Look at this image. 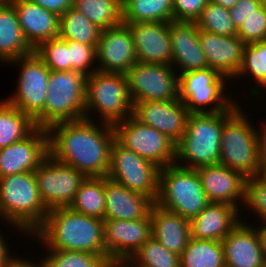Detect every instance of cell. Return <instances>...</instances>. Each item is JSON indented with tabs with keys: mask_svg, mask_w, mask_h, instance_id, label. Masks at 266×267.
<instances>
[{
	"mask_svg": "<svg viewBox=\"0 0 266 267\" xmlns=\"http://www.w3.org/2000/svg\"><path fill=\"white\" fill-rule=\"evenodd\" d=\"M189 114L180 100L136 102L132 112L140 123L155 128L175 144L186 132Z\"/></svg>",
	"mask_w": 266,
	"mask_h": 267,
	"instance_id": "2e32d148",
	"label": "cell"
},
{
	"mask_svg": "<svg viewBox=\"0 0 266 267\" xmlns=\"http://www.w3.org/2000/svg\"><path fill=\"white\" fill-rule=\"evenodd\" d=\"M33 52L24 37L14 6L8 0H0V63L5 65Z\"/></svg>",
	"mask_w": 266,
	"mask_h": 267,
	"instance_id": "83f0119b",
	"label": "cell"
},
{
	"mask_svg": "<svg viewBox=\"0 0 266 267\" xmlns=\"http://www.w3.org/2000/svg\"><path fill=\"white\" fill-rule=\"evenodd\" d=\"M172 48L171 66L178 75L186 71L208 68L205 54L199 41V28L195 22L170 21ZM178 66V67H177Z\"/></svg>",
	"mask_w": 266,
	"mask_h": 267,
	"instance_id": "7402d4cb",
	"label": "cell"
},
{
	"mask_svg": "<svg viewBox=\"0 0 266 267\" xmlns=\"http://www.w3.org/2000/svg\"><path fill=\"white\" fill-rule=\"evenodd\" d=\"M114 129L115 139L126 149L134 151L159 168L174 164L176 144L155 128L130 116L116 123Z\"/></svg>",
	"mask_w": 266,
	"mask_h": 267,
	"instance_id": "7c38bea8",
	"label": "cell"
},
{
	"mask_svg": "<svg viewBox=\"0 0 266 267\" xmlns=\"http://www.w3.org/2000/svg\"><path fill=\"white\" fill-rule=\"evenodd\" d=\"M30 237L45 249L93 253L111 261L104 247V220L69 207L48 210L44 223Z\"/></svg>",
	"mask_w": 266,
	"mask_h": 267,
	"instance_id": "7a4b0ae2",
	"label": "cell"
},
{
	"mask_svg": "<svg viewBox=\"0 0 266 267\" xmlns=\"http://www.w3.org/2000/svg\"><path fill=\"white\" fill-rule=\"evenodd\" d=\"M46 10L61 16L69 8L73 7L74 0H31Z\"/></svg>",
	"mask_w": 266,
	"mask_h": 267,
	"instance_id": "f6af8a7d",
	"label": "cell"
},
{
	"mask_svg": "<svg viewBox=\"0 0 266 267\" xmlns=\"http://www.w3.org/2000/svg\"><path fill=\"white\" fill-rule=\"evenodd\" d=\"M152 237L167 250L181 255L190 238V220L166 210L156 203L150 211Z\"/></svg>",
	"mask_w": 266,
	"mask_h": 267,
	"instance_id": "4316f807",
	"label": "cell"
},
{
	"mask_svg": "<svg viewBox=\"0 0 266 267\" xmlns=\"http://www.w3.org/2000/svg\"><path fill=\"white\" fill-rule=\"evenodd\" d=\"M252 223L240 221L221 241L226 267H266L260 238Z\"/></svg>",
	"mask_w": 266,
	"mask_h": 267,
	"instance_id": "44dd1931",
	"label": "cell"
},
{
	"mask_svg": "<svg viewBox=\"0 0 266 267\" xmlns=\"http://www.w3.org/2000/svg\"><path fill=\"white\" fill-rule=\"evenodd\" d=\"M87 118L59 122L48 131L49 155L85 177H106L110 167L114 125Z\"/></svg>",
	"mask_w": 266,
	"mask_h": 267,
	"instance_id": "6da1fadb",
	"label": "cell"
},
{
	"mask_svg": "<svg viewBox=\"0 0 266 267\" xmlns=\"http://www.w3.org/2000/svg\"><path fill=\"white\" fill-rule=\"evenodd\" d=\"M261 5L266 8V0H260Z\"/></svg>",
	"mask_w": 266,
	"mask_h": 267,
	"instance_id": "f5cc1de1",
	"label": "cell"
},
{
	"mask_svg": "<svg viewBox=\"0 0 266 267\" xmlns=\"http://www.w3.org/2000/svg\"><path fill=\"white\" fill-rule=\"evenodd\" d=\"M159 172L160 168L153 162L114 140L107 178L142 193L155 202L158 196Z\"/></svg>",
	"mask_w": 266,
	"mask_h": 267,
	"instance_id": "8fae6325",
	"label": "cell"
},
{
	"mask_svg": "<svg viewBox=\"0 0 266 267\" xmlns=\"http://www.w3.org/2000/svg\"><path fill=\"white\" fill-rule=\"evenodd\" d=\"M36 128L30 116L5 99L0 100V149L23 140Z\"/></svg>",
	"mask_w": 266,
	"mask_h": 267,
	"instance_id": "4dcf8cb0",
	"label": "cell"
},
{
	"mask_svg": "<svg viewBox=\"0 0 266 267\" xmlns=\"http://www.w3.org/2000/svg\"><path fill=\"white\" fill-rule=\"evenodd\" d=\"M259 227L254 226L260 238L261 248L266 260V221L258 222ZM261 225V226H260Z\"/></svg>",
	"mask_w": 266,
	"mask_h": 267,
	"instance_id": "c3c4849f",
	"label": "cell"
},
{
	"mask_svg": "<svg viewBox=\"0 0 266 267\" xmlns=\"http://www.w3.org/2000/svg\"><path fill=\"white\" fill-rule=\"evenodd\" d=\"M173 21V0H122V22Z\"/></svg>",
	"mask_w": 266,
	"mask_h": 267,
	"instance_id": "f546056e",
	"label": "cell"
},
{
	"mask_svg": "<svg viewBox=\"0 0 266 267\" xmlns=\"http://www.w3.org/2000/svg\"><path fill=\"white\" fill-rule=\"evenodd\" d=\"M69 208L78 213L104 220V177H86L80 184Z\"/></svg>",
	"mask_w": 266,
	"mask_h": 267,
	"instance_id": "d6a6232c",
	"label": "cell"
},
{
	"mask_svg": "<svg viewBox=\"0 0 266 267\" xmlns=\"http://www.w3.org/2000/svg\"><path fill=\"white\" fill-rule=\"evenodd\" d=\"M123 24L132 34L137 62L171 65L170 22Z\"/></svg>",
	"mask_w": 266,
	"mask_h": 267,
	"instance_id": "ffe728a7",
	"label": "cell"
},
{
	"mask_svg": "<svg viewBox=\"0 0 266 267\" xmlns=\"http://www.w3.org/2000/svg\"><path fill=\"white\" fill-rule=\"evenodd\" d=\"M210 0H173V20L195 22Z\"/></svg>",
	"mask_w": 266,
	"mask_h": 267,
	"instance_id": "7bdbcfd3",
	"label": "cell"
},
{
	"mask_svg": "<svg viewBox=\"0 0 266 267\" xmlns=\"http://www.w3.org/2000/svg\"><path fill=\"white\" fill-rule=\"evenodd\" d=\"M155 203L191 220L210 202L196 169L173 164L160 168L158 196Z\"/></svg>",
	"mask_w": 266,
	"mask_h": 267,
	"instance_id": "52a82bcc",
	"label": "cell"
},
{
	"mask_svg": "<svg viewBox=\"0 0 266 267\" xmlns=\"http://www.w3.org/2000/svg\"><path fill=\"white\" fill-rule=\"evenodd\" d=\"M105 216L104 219L139 220L146 218L155 203L142 193L104 177Z\"/></svg>",
	"mask_w": 266,
	"mask_h": 267,
	"instance_id": "d4e9b609",
	"label": "cell"
},
{
	"mask_svg": "<svg viewBox=\"0 0 266 267\" xmlns=\"http://www.w3.org/2000/svg\"><path fill=\"white\" fill-rule=\"evenodd\" d=\"M242 108L223 125L219 163L248 178L259 175L260 136L266 121L257 129Z\"/></svg>",
	"mask_w": 266,
	"mask_h": 267,
	"instance_id": "5b68a950",
	"label": "cell"
},
{
	"mask_svg": "<svg viewBox=\"0 0 266 267\" xmlns=\"http://www.w3.org/2000/svg\"><path fill=\"white\" fill-rule=\"evenodd\" d=\"M44 206L33 172H22L0 178V223L32 235L45 221Z\"/></svg>",
	"mask_w": 266,
	"mask_h": 267,
	"instance_id": "277c9868",
	"label": "cell"
},
{
	"mask_svg": "<svg viewBox=\"0 0 266 267\" xmlns=\"http://www.w3.org/2000/svg\"><path fill=\"white\" fill-rule=\"evenodd\" d=\"M196 171L209 202L230 204L242 212V218L246 177L220 163L202 166Z\"/></svg>",
	"mask_w": 266,
	"mask_h": 267,
	"instance_id": "d6986e66",
	"label": "cell"
},
{
	"mask_svg": "<svg viewBox=\"0 0 266 267\" xmlns=\"http://www.w3.org/2000/svg\"><path fill=\"white\" fill-rule=\"evenodd\" d=\"M46 252L38 261L41 267H104L109 262L102 255L81 251L46 249Z\"/></svg>",
	"mask_w": 266,
	"mask_h": 267,
	"instance_id": "8d00e7d4",
	"label": "cell"
},
{
	"mask_svg": "<svg viewBox=\"0 0 266 267\" xmlns=\"http://www.w3.org/2000/svg\"><path fill=\"white\" fill-rule=\"evenodd\" d=\"M34 51L50 71H70L68 40L56 37L42 42Z\"/></svg>",
	"mask_w": 266,
	"mask_h": 267,
	"instance_id": "f35d334b",
	"label": "cell"
},
{
	"mask_svg": "<svg viewBox=\"0 0 266 267\" xmlns=\"http://www.w3.org/2000/svg\"><path fill=\"white\" fill-rule=\"evenodd\" d=\"M240 107L237 101L221 113H190L186 132L175 146L174 164L188 169L218 164L223 125Z\"/></svg>",
	"mask_w": 266,
	"mask_h": 267,
	"instance_id": "3957f363",
	"label": "cell"
},
{
	"mask_svg": "<svg viewBox=\"0 0 266 267\" xmlns=\"http://www.w3.org/2000/svg\"><path fill=\"white\" fill-rule=\"evenodd\" d=\"M7 64L18 65L20 69L16 90L5 100L30 116L37 127L44 128V103L50 70L35 51Z\"/></svg>",
	"mask_w": 266,
	"mask_h": 267,
	"instance_id": "30bf717a",
	"label": "cell"
},
{
	"mask_svg": "<svg viewBox=\"0 0 266 267\" xmlns=\"http://www.w3.org/2000/svg\"><path fill=\"white\" fill-rule=\"evenodd\" d=\"M48 155V131L37 127L23 140L0 149V178L22 172H33Z\"/></svg>",
	"mask_w": 266,
	"mask_h": 267,
	"instance_id": "e0dca14e",
	"label": "cell"
},
{
	"mask_svg": "<svg viewBox=\"0 0 266 267\" xmlns=\"http://www.w3.org/2000/svg\"><path fill=\"white\" fill-rule=\"evenodd\" d=\"M2 235L0 232V267H11L21 257H19V254L14 256V254L10 253L11 249L7 244L8 242Z\"/></svg>",
	"mask_w": 266,
	"mask_h": 267,
	"instance_id": "bcb514c9",
	"label": "cell"
},
{
	"mask_svg": "<svg viewBox=\"0 0 266 267\" xmlns=\"http://www.w3.org/2000/svg\"><path fill=\"white\" fill-rule=\"evenodd\" d=\"M73 8L102 30L123 23L122 0H74Z\"/></svg>",
	"mask_w": 266,
	"mask_h": 267,
	"instance_id": "e575fe53",
	"label": "cell"
},
{
	"mask_svg": "<svg viewBox=\"0 0 266 267\" xmlns=\"http://www.w3.org/2000/svg\"><path fill=\"white\" fill-rule=\"evenodd\" d=\"M241 220V213L236 207L210 202L190 220L191 238L222 241Z\"/></svg>",
	"mask_w": 266,
	"mask_h": 267,
	"instance_id": "484cf974",
	"label": "cell"
},
{
	"mask_svg": "<svg viewBox=\"0 0 266 267\" xmlns=\"http://www.w3.org/2000/svg\"><path fill=\"white\" fill-rule=\"evenodd\" d=\"M132 112L125 74L96 71L86 77L85 118L115 125L132 116Z\"/></svg>",
	"mask_w": 266,
	"mask_h": 267,
	"instance_id": "8992f818",
	"label": "cell"
},
{
	"mask_svg": "<svg viewBox=\"0 0 266 267\" xmlns=\"http://www.w3.org/2000/svg\"><path fill=\"white\" fill-rule=\"evenodd\" d=\"M211 2L221 5L227 9H231L235 6L238 0H210Z\"/></svg>",
	"mask_w": 266,
	"mask_h": 267,
	"instance_id": "816d5d0a",
	"label": "cell"
},
{
	"mask_svg": "<svg viewBox=\"0 0 266 267\" xmlns=\"http://www.w3.org/2000/svg\"><path fill=\"white\" fill-rule=\"evenodd\" d=\"M243 209H249L250 212L248 210L247 213L252 212L260 221H266V176L255 175L246 178Z\"/></svg>",
	"mask_w": 266,
	"mask_h": 267,
	"instance_id": "ab89813d",
	"label": "cell"
},
{
	"mask_svg": "<svg viewBox=\"0 0 266 267\" xmlns=\"http://www.w3.org/2000/svg\"><path fill=\"white\" fill-rule=\"evenodd\" d=\"M199 41L208 67L225 75L229 82L239 72L245 43L238 36H222L199 30Z\"/></svg>",
	"mask_w": 266,
	"mask_h": 267,
	"instance_id": "603a6c76",
	"label": "cell"
},
{
	"mask_svg": "<svg viewBox=\"0 0 266 267\" xmlns=\"http://www.w3.org/2000/svg\"><path fill=\"white\" fill-rule=\"evenodd\" d=\"M180 267H226L221 241L190 238L180 255Z\"/></svg>",
	"mask_w": 266,
	"mask_h": 267,
	"instance_id": "836d02e7",
	"label": "cell"
},
{
	"mask_svg": "<svg viewBox=\"0 0 266 267\" xmlns=\"http://www.w3.org/2000/svg\"><path fill=\"white\" fill-rule=\"evenodd\" d=\"M15 8L25 39L35 50L42 42L58 37L60 16L31 0H8Z\"/></svg>",
	"mask_w": 266,
	"mask_h": 267,
	"instance_id": "cb8c5ba5",
	"label": "cell"
},
{
	"mask_svg": "<svg viewBox=\"0 0 266 267\" xmlns=\"http://www.w3.org/2000/svg\"><path fill=\"white\" fill-rule=\"evenodd\" d=\"M259 155H260L259 175L266 176V124H264L261 131Z\"/></svg>",
	"mask_w": 266,
	"mask_h": 267,
	"instance_id": "7dc6e473",
	"label": "cell"
},
{
	"mask_svg": "<svg viewBox=\"0 0 266 267\" xmlns=\"http://www.w3.org/2000/svg\"><path fill=\"white\" fill-rule=\"evenodd\" d=\"M261 7L260 0H238L235 6L229 9V14L238 29L244 21L256 14V10Z\"/></svg>",
	"mask_w": 266,
	"mask_h": 267,
	"instance_id": "ee69618b",
	"label": "cell"
},
{
	"mask_svg": "<svg viewBox=\"0 0 266 267\" xmlns=\"http://www.w3.org/2000/svg\"><path fill=\"white\" fill-rule=\"evenodd\" d=\"M11 267H41L36 260H30L27 258L18 259Z\"/></svg>",
	"mask_w": 266,
	"mask_h": 267,
	"instance_id": "681fc988",
	"label": "cell"
},
{
	"mask_svg": "<svg viewBox=\"0 0 266 267\" xmlns=\"http://www.w3.org/2000/svg\"><path fill=\"white\" fill-rule=\"evenodd\" d=\"M97 46L68 41L70 71H79L86 77L97 71Z\"/></svg>",
	"mask_w": 266,
	"mask_h": 267,
	"instance_id": "60d3db41",
	"label": "cell"
},
{
	"mask_svg": "<svg viewBox=\"0 0 266 267\" xmlns=\"http://www.w3.org/2000/svg\"><path fill=\"white\" fill-rule=\"evenodd\" d=\"M132 104L178 100V73L171 65L136 62L126 73Z\"/></svg>",
	"mask_w": 266,
	"mask_h": 267,
	"instance_id": "4fadbf2b",
	"label": "cell"
},
{
	"mask_svg": "<svg viewBox=\"0 0 266 267\" xmlns=\"http://www.w3.org/2000/svg\"><path fill=\"white\" fill-rule=\"evenodd\" d=\"M42 202L47 210L69 207L85 176L48 155L34 171Z\"/></svg>",
	"mask_w": 266,
	"mask_h": 267,
	"instance_id": "5bb4252c",
	"label": "cell"
},
{
	"mask_svg": "<svg viewBox=\"0 0 266 267\" xmlns=\"http://www.w3.org/2000/svg\"><path fill=\"white\" fill-rule=\"evenodd\" d=\"M237 36L245 44L266 40V8L262 6L244 21L238 28Z\"/></svg>",
	"mask_w": 266,
	"mask_h": 267,
	"instance_id": "b9f144b4",
	"label": "cell"
},
{
	"mask_svg": "<svg viewBox=\"0 0 266 267\" xmlns=\"http://www.w3.org/2000/svg\"><path fill=\"white\" fill-rule=\"evenodd\" d=\"M228 80L209 67L186 71L178 77V100L184 103L189 113L224 112L238 101L226 94L230 85Z\"/></svg>",
	"mask_w": 266,
	"mask_h": 267,
	"instance_id": "ba28073f",
	"label": "cell"
},
{
	"mask_svg": "<svg viewBox=\"0 0 266 267\" xmlns=\"http://www.w3.org/2000/svg\"><path fill=\"white\" fill-rule=\"evenodd\" d=\"M133 267H180V255L167 250L153 237L128 260Z\"/></svg>",
	"mask_w": 266,
	"mask_h": 267,
	"instance_id": "d590c367",
	"label": "cell"
},
{
	"mask_svg": "<svg viewBox=\"0 0 266 267\" xmlns=\"http://www.w3.org/2000/svg\"><path fill=\"white\" fill-rule=\"evenodd\" d=\"M243 77H251V81L256 83L253 82L254 87H250V91L252 90L250 95L259 100L264 98L263 93H266V40L245 44L242 66L233 80L239 78L242 80Z\"/></svg>",
	"mask_w": 266,
	"mask_h": 267,
	"instance_id": "f1b7e54d",
	"label": "cell"
},
{
	"mask_svg": "<svg viewBox=\"0 0 266 267\" xmlns=\"http://www.w3.org/2000/svg\"><path fill=\"white\" fill-rule=\"evenodd\" d=\"M101 32L100 27L73 7L60 16L58 37L61 39L97 46Z\"/></svg>",
	"mask_w": 266,
	"mask_h": 267,
	"instance_id": "1f68e13d",
	"label": "cell"
},
{
	"mask_svg": "<svg viewBox=\"0 0 266 267\" xmlns=\"http://www.w3.org/2000/svg\"><path fill=\"white\" fill-rule=\"evenodd\" d=\"M97 52V71L125 74L136 62L132 34L125 24L102 30Z\"/></svg>",
	"mask_w": 266,
	"mask_h": 267,
	"instance_id": "ac0fdd59",
	"label": "cell"
},
{
	"mask_svg": "<svg viewBox=\"0 0 266 267\" xmlns=\"http://www.w3.org/2000/svg\"><path fill=\"white\" fill-rule=\"evenodd\" d=\"M199 30L222 36H237L238 29L230 17L229 9L215 4L207 3L200 17L195 21Z\"/></svg>",
	"mask_w": 266,
	"mask_h": 267,
	"instance_id": "74e56055",
	"label": "cell"
},
{
	"mask_svg": "<svg viewBox=\"0 0 266 267\" xmlns=\"http://www.w3.org/2000/svg\"><path fill=\"white\" fill-rule=\"evenodd\" d=\"M86 76L79 71H50L44 103V128L85 118Z\"/></svg>",
	"mask_w": 266,
	"mask_h": 267,
	"instance_id": "9c48e42d",
	"label": "cell"
},
{
	"mask_svg": "<svg viewBox=\"0 0 266 267\" xmlns=\"http://www.w3.org/2000/svg\"><path fill=\"white\" fill-rule=\"evenodd\" d=\"M151 237L150 214L139 220L104 219V247L110 260L128 261Z\"/></svg>",
	"mask_w": 266,
	"mask_h": 267,
	"instance_id": "9a60e30c",
	"label": "cell"
},
{
	"mask_svg": "<svg viewBox=\"0 0 266 267\" xmlns=\"http://www.w3.org/2000/svg\"><path fill=\"white\" fill-rule=\"evenodd\" d=\"M104 267H133L128 261L111 260Z\"/></svg>",
	"mask_w": 266,
	"mask_h": 267,
	"instance_id": "f907efd6",
	"label": "cell"
}]
</instances>
